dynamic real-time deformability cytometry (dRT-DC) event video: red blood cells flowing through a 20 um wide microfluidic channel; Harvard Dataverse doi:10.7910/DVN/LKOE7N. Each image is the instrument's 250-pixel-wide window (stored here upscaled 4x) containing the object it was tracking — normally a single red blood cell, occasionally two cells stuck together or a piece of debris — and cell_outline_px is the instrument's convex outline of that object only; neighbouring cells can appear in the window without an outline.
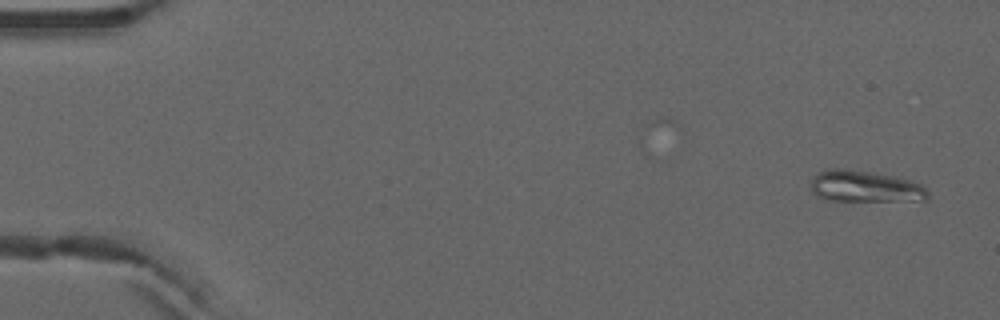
{"species": "common noctule bat (a hibernating species)", "species_latin": "Nyctalus noctula", "temperature_condition": "warm", "stored_images_in_passage": 4, "camera_frame_rate_fps": 3000, "um_per_image_px": 0.085, "animal": {"sex": "male", "forearm_length_mm": 52.5}, "frame": {"image": 1, "passage_image": 1, "time_ms": 0.0, "image_size_px": [1000, 320], "cell_outline_px": [[928, 200], [828, 200], [816, 196], [812, 192], [812, 180], [816, 172], [828, 168], [844, 168], [900, 176], [912, 180], [920, 184], [928, 192]], "centroid_in_image_um": [73.52, 15.82], "position_along_channel_um": 11.5, "area_um2": 21.62}}